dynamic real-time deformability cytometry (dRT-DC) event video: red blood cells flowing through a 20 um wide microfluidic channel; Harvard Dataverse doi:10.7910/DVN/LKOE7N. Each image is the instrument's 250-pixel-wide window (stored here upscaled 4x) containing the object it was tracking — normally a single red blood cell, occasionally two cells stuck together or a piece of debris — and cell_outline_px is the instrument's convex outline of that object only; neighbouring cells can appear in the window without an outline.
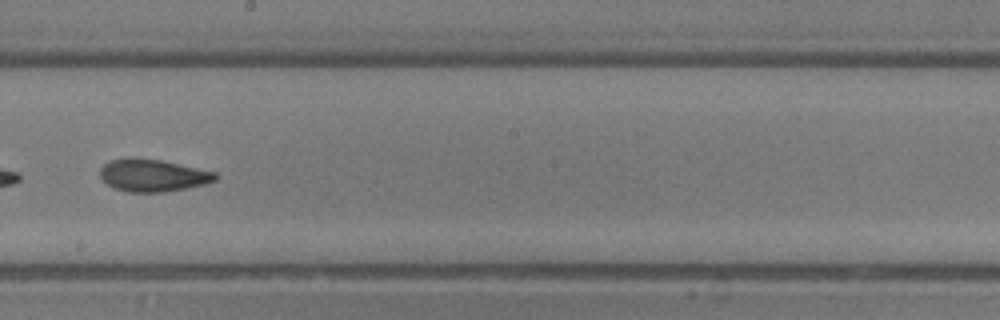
{"species": "common noctule bat (a hibernating species)", "species_latin": "Nyctalus noctula", "temperature_condition": "room temperature", "stored_images_in_passage": 35, "camera_frame_rate_fps": 3000, "um_per_image_px": 0.085, "animal": {"sex": "male", "body_mass_g": 13.3}, "frame": {"image": 1, "passage_image": 20, "time_ms": 6.333, "image_size_px": [1000, 320], "cell_outline_px": [[216, 180], [208, 184], [188, 188], [164, 192], [124, 192], [108, 184], [100, 176], [100, 168], [104, 164], [112, 160], [160, 160], [216, 172]], "centroid_in_image_um": [13.04, 14.95], "position_along_channel_um": 235.2, "area_um2": 21.15}}